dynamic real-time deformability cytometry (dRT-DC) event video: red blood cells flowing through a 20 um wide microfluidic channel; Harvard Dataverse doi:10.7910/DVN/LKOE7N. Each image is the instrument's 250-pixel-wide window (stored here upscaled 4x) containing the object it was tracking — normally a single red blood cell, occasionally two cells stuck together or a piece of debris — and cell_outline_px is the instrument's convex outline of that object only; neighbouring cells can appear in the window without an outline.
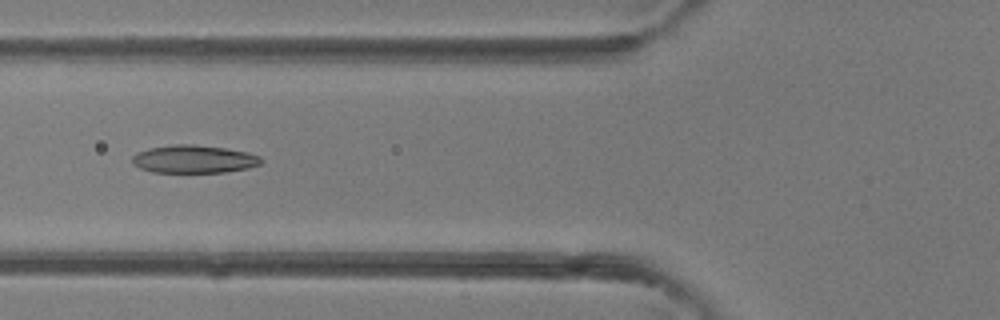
{"species": "common noctule bat (a hibernating species)", "species_latin": "Nyctalus noctula", "temperature_condition": "room temperature", "stored_images_in_passage": 42, "camera_frame_rate_fps": 3000, "um_per_image_px": 0.085, "animal": {"sex": "female"}, "frame": {"image": 1, "passage_image": 16, "time_ms": 5.0, "image_size_px": [1000, 320], "cell_outline_px": [[264, 160], [260, 164], [248, 168], [224, 172], [152, 172], [140, 168], [132, 164], [132, 156], [136, 152], [148, 148], [172, 144], [192, 144], [224, 148], [248, 152], [260, 156]], "centroid_in_image_um": [16.46, 13.52], "position_along_channel_um": 109.3, "area_um2": 21.1}}
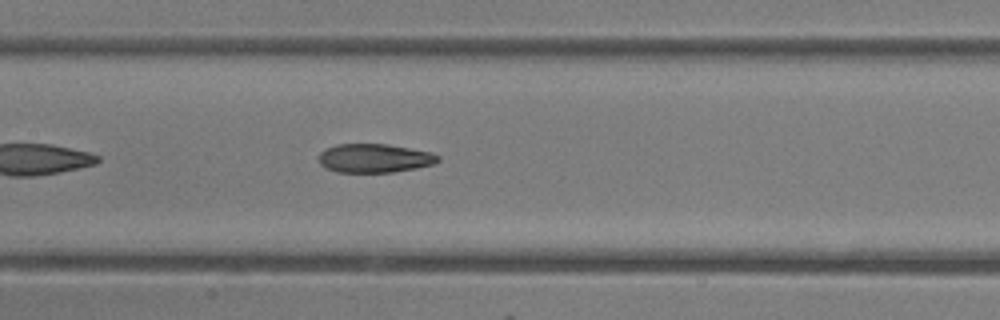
{"frame": {"image": 2, "passage_image": 20, "time_ms": 6.333, "image_size_px": [1000, 320], "cell_outline_px": [[440, 160], [432, 164], [416, 168], [392, 172], [336, 172], [324, 168], [320, 164], [320, 152], [336, 144], [388, 144], [432, 152], [440, 156]], "centroid_in_image_um": [31.84, 13.45], "position_along_channel_um": 175.6, "area_um2": 20.0}}
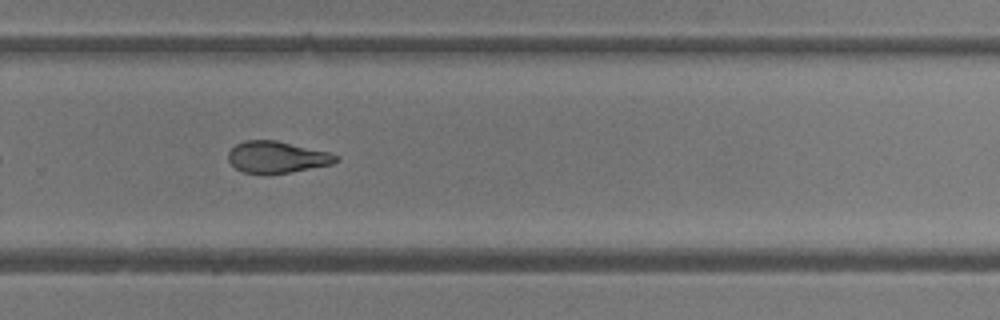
{"frame": {"image": 3, "passage_image": 28, "time_ms": 9.0, "image_size_px": [1000, 320], "cell_outline_px": [[340, 160], [332, 164], [268, 176], [264, 176], [244, 172], [236, 168], [228, 160], [228, 152], [236, 144], [244, 140], [276, 140], [328, 152], [340, 156]], "centroid_in_image_um": [23.52, 13.38], "position_along_channel_um": 306.3, "area_um2": 20.17}}